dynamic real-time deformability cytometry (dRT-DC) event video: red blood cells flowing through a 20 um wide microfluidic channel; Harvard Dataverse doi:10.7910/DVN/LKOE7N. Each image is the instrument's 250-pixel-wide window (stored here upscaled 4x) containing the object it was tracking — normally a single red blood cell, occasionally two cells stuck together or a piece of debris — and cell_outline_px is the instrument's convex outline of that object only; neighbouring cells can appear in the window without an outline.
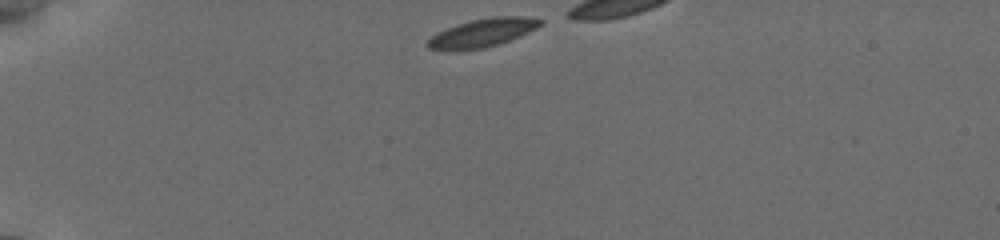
{"species": "common noctule bat (a hibernating species)", "species_latin": "Nyctalus noctula", "temperature_condition": "cold", "stored_images_in_passage": 12, "camera_frame_rate_fps": 3000, "um_per_image_px": 0.085, "animal": {"sex": "female", "body_mass_g": 19.5, "forearm_length_mm": 54.1}, "frame": {"image": 1, "passage_image": 1, "time_ms": 0.0, "image_size_px": [1000, 240], "cell_outline_px": [[544, 24], [520, 36], [484, 48], [456, 52], [428, 48], [424, 44], [436, 32], [456, 24], [472, 20], [492, 16], [528, 16], [544, 20]], "centroid_in_image_um": [40.98, 2.79], "position_along_channel_um": 44.0, "area_um2": 18.96}}
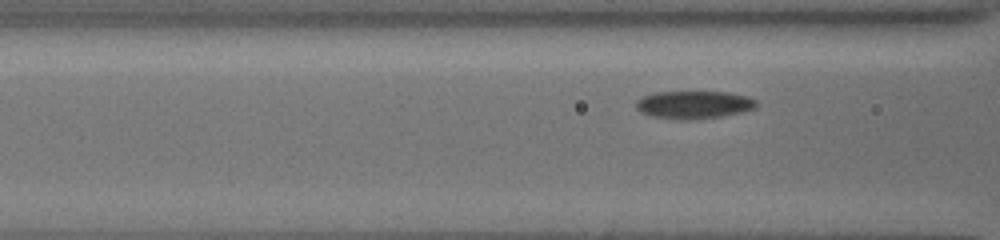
{"frame": {"image": 2, "passage_image": 9, "time_ms": 3.0, "image_size_px": [1000, 240], "cell_outline_px": [[760, 104], [756, 108], [744, 112], [724, 116], [652, 116], [640, 112], [636, 108], [636, 100], [644, 96], [656, 92], [728, 92], [748, 96], [756, 100]], "centroid_in_image_um": [59.07, 8.84], "position_along_channel_um": 107.5, "area_um2": 18.61}}